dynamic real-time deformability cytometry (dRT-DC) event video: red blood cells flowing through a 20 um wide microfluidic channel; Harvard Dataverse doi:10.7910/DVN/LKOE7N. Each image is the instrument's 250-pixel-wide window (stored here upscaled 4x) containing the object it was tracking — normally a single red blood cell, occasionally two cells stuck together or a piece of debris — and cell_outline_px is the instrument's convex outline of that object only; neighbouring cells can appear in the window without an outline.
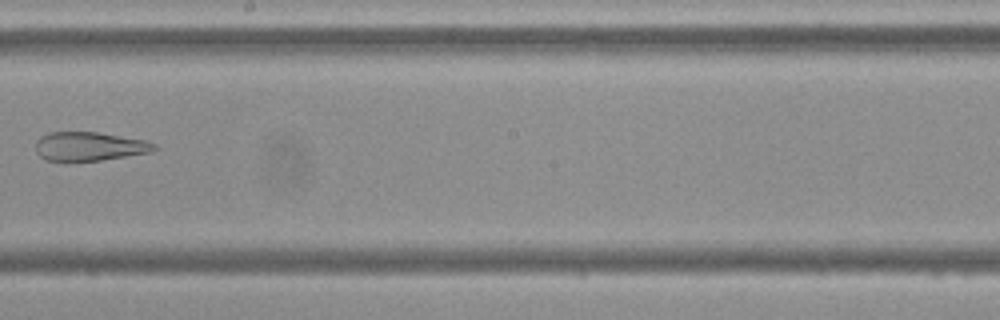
{"species": "Egyptian fruit bat (a non-hibernating species)", "species_latin": "Rousettus aegyptiacus", "temperature_condition": "cold", "stored_images_in_passage": 9, "camera_frame_rate_fps": 3000, "um_per_image_px": 0.085, "frame": {"image": 1, "passage_image": 8, "time_ms": 9.0, "image_size_px": [1000, 320], "cell_outline_px": [[160, 148], [152, 152], [100, 160], [48, 160], [40, 156], [36, 152], [36, 140], [40, 136], [48, 132], [96, 132], [144, 140], [156, 144]], "centroid_in_image_um": [7.61, 12.43], "position_along_channel_um": 240.6, "area_um2": 19.77}}